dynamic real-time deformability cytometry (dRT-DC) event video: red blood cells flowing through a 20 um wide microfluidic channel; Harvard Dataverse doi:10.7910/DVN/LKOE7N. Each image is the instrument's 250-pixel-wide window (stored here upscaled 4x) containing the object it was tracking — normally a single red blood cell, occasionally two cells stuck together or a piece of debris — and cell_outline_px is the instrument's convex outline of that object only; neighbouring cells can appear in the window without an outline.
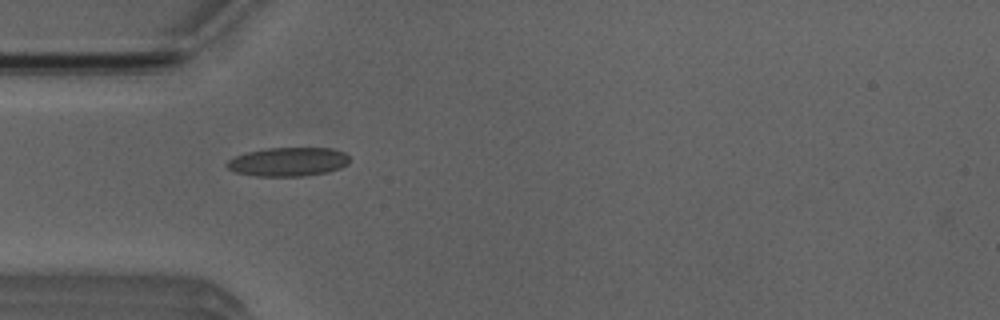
{"species": "Egyptian fruit bat (a non-hibernating species)", "species_latin": "Rousettus aegyptiacus", "temperature_condition": "room temperature", "stored_images_in_passage": 3, "camera_frame_rate_fps": 3000, "um_per_image_px": 0.085, "animal": {"sex": "male"}, "frame": {"image": 1, "passage_image": 2, "time_ms": 1.333, "image_size_px": [1000, 320], "cell_outline_px": [[348, 164], [340, 168], [328, 172], [304, 176], [256, 176], [232, 172], [224, 164], [228, 160], [236, 156], [248, 152], [268, 148], [332, 148], [344, 152], [348, 156]], "centroid_in_image_um": [24.48, 13.76], "position_along_channel_um": 60.5, "area_um2": 20.69}}